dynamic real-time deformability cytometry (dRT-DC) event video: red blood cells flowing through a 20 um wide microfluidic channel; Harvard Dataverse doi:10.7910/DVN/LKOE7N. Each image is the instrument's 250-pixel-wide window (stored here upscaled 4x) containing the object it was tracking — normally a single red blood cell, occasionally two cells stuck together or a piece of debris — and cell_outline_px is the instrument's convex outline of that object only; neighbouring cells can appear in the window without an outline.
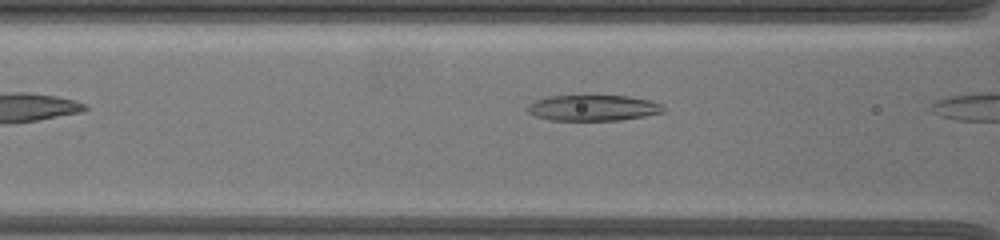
{"species": "common noctule bat (a hibernating species)", "species_latin": "Nyctalus noctula", "temperature_condition": "warm", "stored_images_in_passage": 6, "camera_frame_rate_fps": 3000, "um_per_image_px": 0.085, "animal": {"sex": "female", "body_mass_g": 19.5, "forearm_length_mm": 54.1}, "frame": {"image": 1, "passage_image": 5, "time_ms": 1.333, "image_size_px": [1000, 240], "cell_outline_px": [[664, 112], [644, 116], [620, 120], [552, 120], [536, 116], [528, 112], [524, 108], [528, 104], [536, 100], [548, 96], [628, 96], [648, 100], [660, 104], [664, 108]], "centroid_in_image_um": [50.37, 9.17], "position_along_channel_um": 116.2, "area_um2": 20.29}}